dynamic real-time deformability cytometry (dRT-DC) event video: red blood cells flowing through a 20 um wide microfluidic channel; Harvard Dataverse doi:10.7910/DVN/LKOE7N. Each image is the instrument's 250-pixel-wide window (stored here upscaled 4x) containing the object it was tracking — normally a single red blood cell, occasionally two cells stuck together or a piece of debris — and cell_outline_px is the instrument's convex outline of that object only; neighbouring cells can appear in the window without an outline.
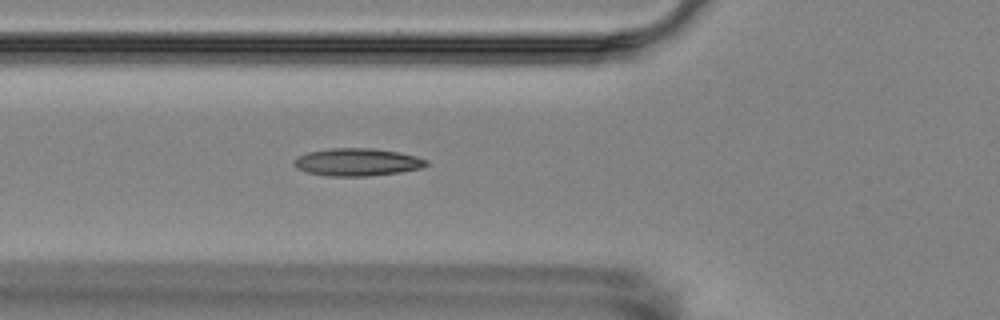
{"species": "Egyptian fruit bat (a non-hibernating species)", "species_latin": "Rousettus aegyptiacus", "temperature_condition": "room temperature", "stored_images_in_passage": 4, "camera_frame_rate_fps": 3000, "um_per_image_px": 0.085, "animal": {"sex": "female"}, "frame": {"image": 1, "passage_image": 4, "time_ms": 5.0, "image_size_px": [1000, 320], "cell_outline_px": [[428, 164], [420, 168], [400, 172], [368, 176], [328, 176], [308, 172], [296, 168], [292, 164], [292, 160], [296, 156], [308, 152], [328, 148], [372, 148], [400, 152], [416, 156], [428, 160]], "centroid_in_image_um": [30.32, 13.77], "position_along_channel_um": 95.5, "area_um2": 21.44}}